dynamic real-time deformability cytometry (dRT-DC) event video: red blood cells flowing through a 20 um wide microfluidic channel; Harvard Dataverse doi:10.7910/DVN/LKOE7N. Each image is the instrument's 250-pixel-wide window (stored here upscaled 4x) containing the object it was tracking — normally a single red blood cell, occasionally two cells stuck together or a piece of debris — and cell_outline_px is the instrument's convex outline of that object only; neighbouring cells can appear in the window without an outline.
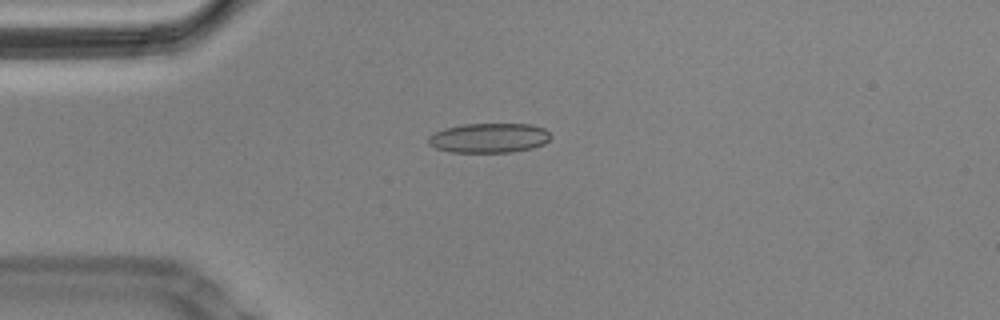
{"species": "Egyptian fruit bat (a non-hibernating species)", "species_latin": "Rousettus aegyptiacus", "temperature_condition": "cold", "stored_images_in_passage": 44, "camera_frame_rate_fps": 3000, "um_per_image_px": 0.085, "animal": {"sex": "male"}, "frame": {"image": 1, "passage_image": 1, "time_ms": 0.0, "image_size_px": [1000, 320], "cell_outline_px": [[552, 136], [544, 144], [532, 148], [512, 152], [452, 152], [436, 148], [428, 144], [428, 136], [444, 128], [464, 124], [532, 124], [544, 128]], "centroid_in_image_um": [41.58, 11.72], "position_along_channel_um": 43.4, "area_um2": 21.15}}
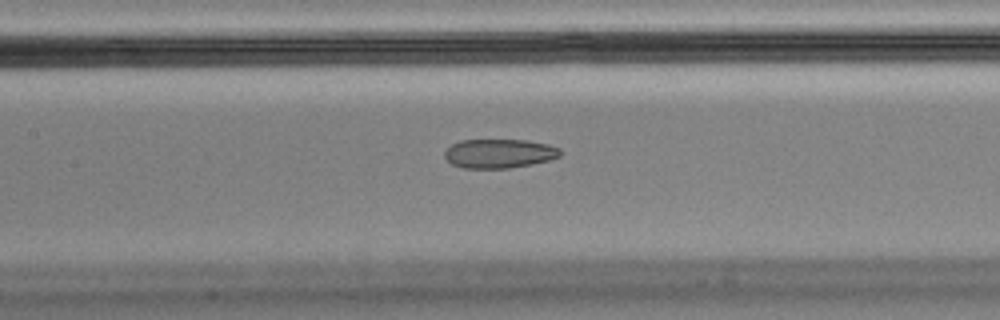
{"frame": {"image": 2, "passage_image": 13, "time_ms": 4.0, "image_size_px": [1000, 320], "cell_outline_px": [[560, 156], [548, 160], [532, 164], [508, 168], [464, 168], [452, 164], [444, 156], [444, 152], [452, 144], [460, 140], [524, 140], [548, 144], [560, 148]], "centroid_in_image_um": [42.42, 13.04], "position_along_channel_um": 165.0, "area_um2": 19.48}, "authors_computed_cell_mechanics": {"area_um2": 21.9351, "velocity_mm_per_s": 3.4775, "shape_relaxation_time_tau1_ms": null, "shape_relaxation_time_tau2_ms": 2.786, "deformation_change_tau1": null, "deformation_change_tau2": 0.0731}}